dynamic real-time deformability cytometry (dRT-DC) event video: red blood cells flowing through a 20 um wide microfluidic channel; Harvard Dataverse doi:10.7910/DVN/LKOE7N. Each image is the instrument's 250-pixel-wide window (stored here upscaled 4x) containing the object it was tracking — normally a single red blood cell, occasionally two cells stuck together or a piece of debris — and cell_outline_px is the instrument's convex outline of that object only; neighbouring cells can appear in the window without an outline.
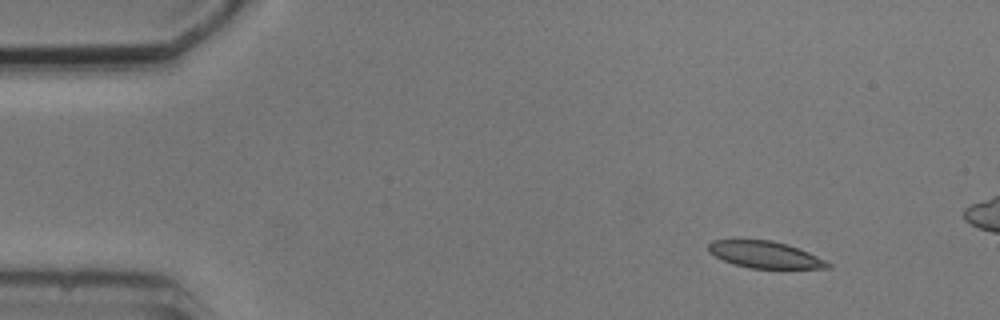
{"species": "common noctule bat (a hibernating species)", "species_latin": "Nyctalus noctula", "temperature_condition": "cold", "stored_images_in_passage": 9, "camera_frame_rate_fps": 3000, "um_per_image_px": 0.085, "animal": {"sex": "male", "body_mass_g": 20.5, "forearm_length_mm": 52.5}, "frame": {"image": 1, "passage_image": 2, "time_ms": 1.333, "image_size_px": [1000, 320], "cell_outline_px": [[832, 268], [752, 268], [732, 264], [708, 252], [708, 244], [712, 240], [772, 240], [788, 244], [808, 252], [832, 264]], "centroid_in_image_um": [65.02, 21.64], "position_along_channel_um": 20.0, "area_um2": 18.5}}
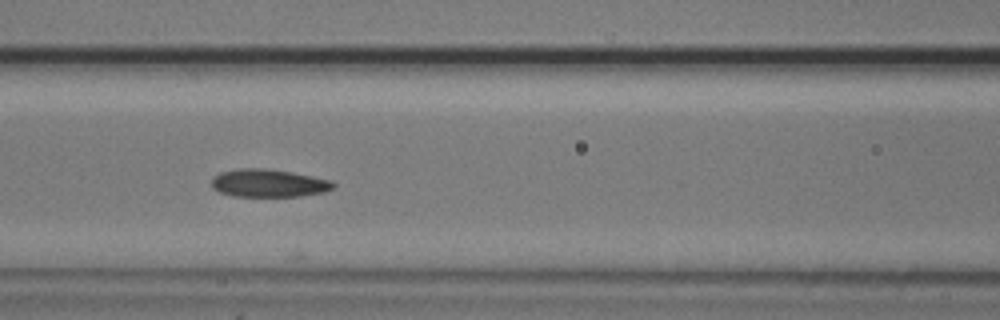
{"frame": {"image": 2, "passage_image": 6, "time_ms": 7.0, "image_size_px": [1000, 320], "cell_outline_px": [[336, 184], [332, 188], [324, 192], [300, 196], [232, 196], [220, 192], [212, 188], [212, 176], [220, 172], [236, 168], [264, 168], [292, 172], [332, 180]], "centroid_in_image_um": [22.8, 15.56], "position_along_channel_um": 143.8, "area_um2": 19.88}}